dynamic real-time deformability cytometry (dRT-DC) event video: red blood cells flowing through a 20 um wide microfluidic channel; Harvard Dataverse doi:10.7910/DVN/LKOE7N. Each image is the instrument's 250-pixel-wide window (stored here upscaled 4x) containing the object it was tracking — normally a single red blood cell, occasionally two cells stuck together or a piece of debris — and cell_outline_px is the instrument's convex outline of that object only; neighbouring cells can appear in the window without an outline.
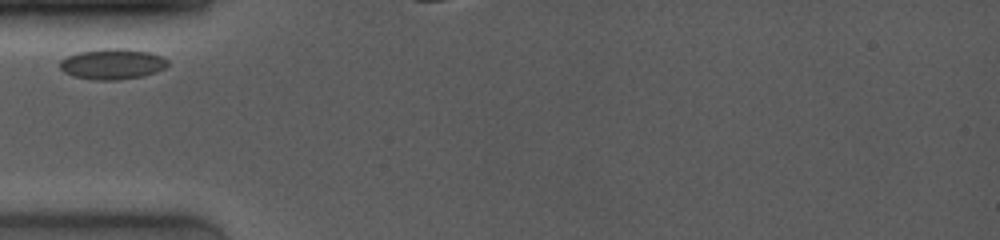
{"species": "common noctule bat (a hibernating species)", "species_latin": "Nyctalus noctula", "temperature_condition": "room temperature", "stored_images_in_passage": 4, "camera_frame_rate_fps": 4000, "um_per_image_px": 0.085, "animal": {"sex": "female", "body_mass_g": 19.0, "forearm_length_mm": 53.3}, "frame": {"image": 1, "passage_image": 1, "time_ms": 0.0, "image_size_px": [1000, 240], "cell_outline_px": [[168, 64], [164, 68], [156, 72], [144, 76], [120, 80], [96, 80], [72, 76], [64, 72], [60, 68], [60, 60], [68, 56], [80, 52], [104, 48], [124, 48], [148, 52], [160, 56], [168, 60]], "centroid_in_image_um": [9.55, 5.45], "position_along_channel_um": 75.4, "area_um2": 19.25}}